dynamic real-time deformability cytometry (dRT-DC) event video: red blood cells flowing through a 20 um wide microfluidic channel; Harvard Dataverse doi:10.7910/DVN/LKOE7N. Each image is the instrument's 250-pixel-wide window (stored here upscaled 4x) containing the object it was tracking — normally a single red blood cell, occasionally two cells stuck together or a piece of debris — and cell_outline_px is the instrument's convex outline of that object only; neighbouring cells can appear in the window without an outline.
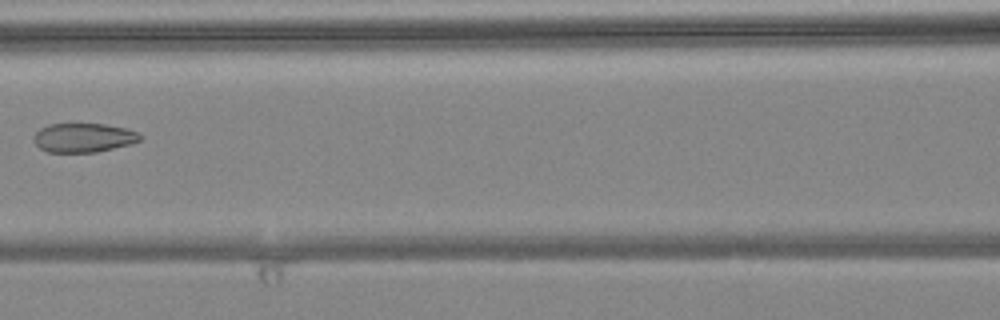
{"species": "common noctule bat (a hibernating species)", "species_latin": "Nyctalus noctula", "temperature_condition": "warm", "stored_images_in_passage": 6, "camera_frame_rate_fps": 3000, "um_per_image_px": 0.085, "animal": {"sex": "female", "body_mass_g": 24.6, "forearm_length_mm": 56.2}, "frame": {"image": 1, "passage_image": 5, "time_ms": 1.333, "image_size_px": [1000, 320], "cell_outline_px": [[144, 136], [140, 140], [132, 144], [96, 152], [48, 152], [40, 148], [36, 144], [36, 132], [40, 128], [48, 124], [104, 124], [124, 128], [140, 132]], "centroid_in_image_um": [7.16, 11.7], "position_along_channel_um": 159.4, "area_um2": 17.98}}
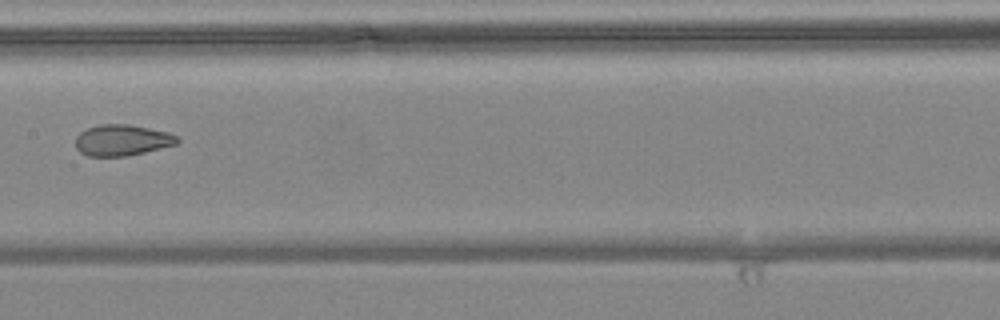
{"frame": {"image": 2, "passage_image": 6, "time_ms": 1.667, "image_size_px": [1000, 320], "cell_outline_px": [[180, 140], [176, 144], [128, 156], [88, 156], [80, 152], [76, 148], [76, 136], [80, 132], [88, 128], [100, 124], [128, 124], [168, 132], [176, 136]], "centroid_in_image_um": [10.35, 11.91], "position_along_channel_um": 197.0, "area_um2": 18.32}}